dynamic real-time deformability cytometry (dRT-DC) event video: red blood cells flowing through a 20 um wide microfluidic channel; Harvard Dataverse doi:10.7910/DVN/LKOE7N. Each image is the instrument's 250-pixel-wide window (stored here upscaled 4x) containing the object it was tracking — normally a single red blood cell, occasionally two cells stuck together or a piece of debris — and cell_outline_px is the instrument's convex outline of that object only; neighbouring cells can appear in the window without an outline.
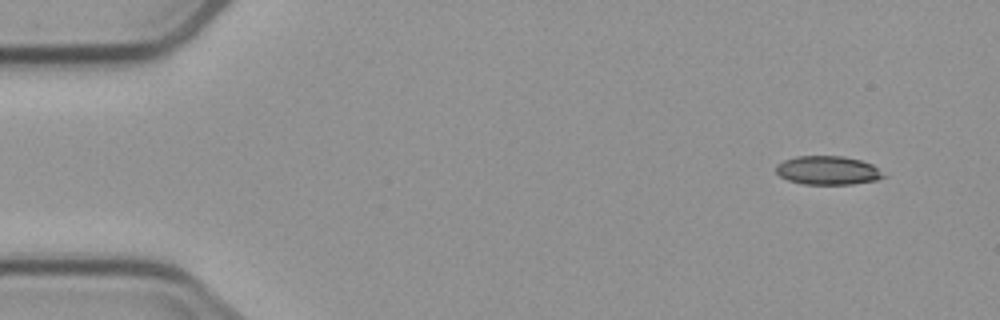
{"species": "common noctule bat (a hibernating species)", "species_latin": "Nyctalus noctula", "temperature_condition": "cold", "stored_images_in_passage": 7, "camera_frame_rate_fps": 3000, "um_per_image_px": 0.085, "animal": {"sex": "male", "body_mass_g": 23.1, "forearm_length_mm": 52.7}, "frame": {"image": 1, "passage_image": 1, "time_ms": 0.0, "image_size_px": [1000, 320], "cell_outline_px": [[888, 176], [876, 180], [852, 184], [804, 184], [788, 180], [780, 176], [776, 172], [776, 164], [784, 160], [796, 156], [844, 156], [860, 160], [872, 164]], "centroid_in_image_um": [70.37, 14.48], "position_along_channel_um": 14.6, "area_um2": 18.03}}
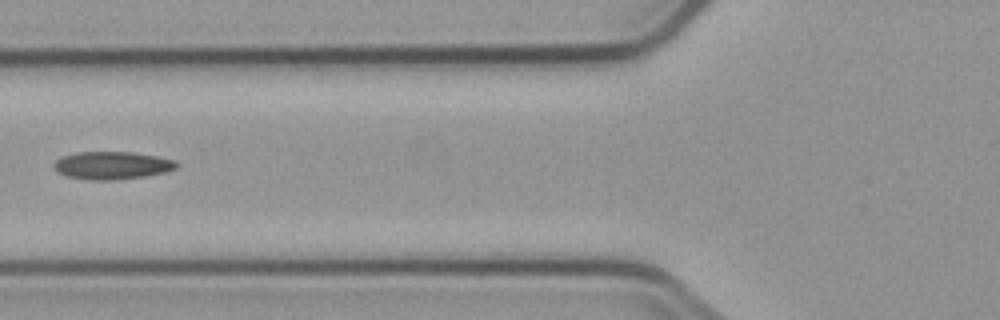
{"frame": {"image": 2, "passage_image": 6, "time_ms": 5.667, "image_size_px": [1000, 320], "cell_outline_px": [[180, 164], [176, 168], [164, 172], [144, 176], [112, 180], [92, 180], [68, 176], [60, 172], [56, 168], [56, 160], [64, 156], [76, 152], [132, 152], [156, 156], [176, 160]], "centroid_in_image_um": [9.6, 14.05], "position_along_channel_um": 116.2, "area_um2": 19.48}}
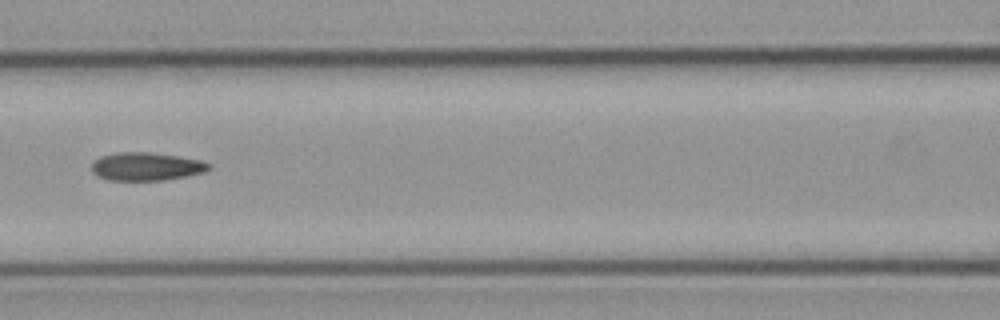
{"frame": {"image": 3, "passage_image": 7, "time_ms": 6.667, "image_size_px": [1000, 320], "cell_outline_px": [[212, 168], [204, 172], [188, 176], [164, 180], [108, 180], [96, 176], [92, 172], [92, 164], [100, 156], [116, 152], [148, 152], [176, 156], [200, 160], [212, 164]], "centroid_in_image_um": [12.44, 14.16], "position_along_channel_um": 154.2, "area_um2": 19.31}}